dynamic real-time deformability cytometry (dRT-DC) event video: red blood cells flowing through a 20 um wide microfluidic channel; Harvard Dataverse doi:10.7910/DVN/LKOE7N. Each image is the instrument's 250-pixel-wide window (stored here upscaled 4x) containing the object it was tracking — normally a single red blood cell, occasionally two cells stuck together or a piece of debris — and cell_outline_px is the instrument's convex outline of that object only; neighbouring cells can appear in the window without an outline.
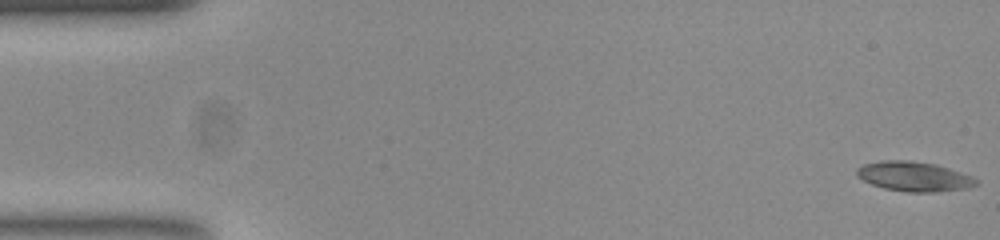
{"species": "common noctule bat (a hibernating species)", "species_latin": "Nyctalus noctula", "temperature_condition": "room temperature", "stored_images_in_passage": 52, "camera_frame_rate_fps": 3000, "um_per_image_px": 0.085, "animal": {"sex": "female", "body_mass_g": 23.0, "forearm_length_mm": 53.4}, "frame": {"image": 1, "passage_image": 1, "time_ms": 0.0, "image_size_px": [1000, 240], "cell_outline_px": [[980, 184], [968, 188], [936, 192], [908, 192], [884, 188], [872, 184], [856, 176], [856, 168], [864, 164], [880, 160], [908, 160], [936, 164], [972, 176], [980, 180]], "centroid_in_image_um": [77.72, 15.0], "position_along_channel_um": 7.3, "area_um2": 20.81}}
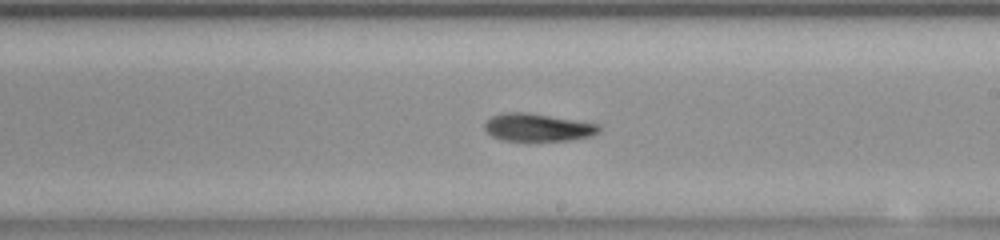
{"frame": {"image": 2, "passage_image": 30, "time_ms": 9.667, "image_size_px": [1000, 240], "cell_outline_px": [[600, 132], [592, 136], [572, 140], [504, 140], [492, 136], [484, 128], [484, 124], [492, 116], [500, 112], [528, 112], [600, 124]], "centroid_in_image_um": [45.73, 10.82], "position_along_channel_um": 243.3, "area_um2": 18.5}}
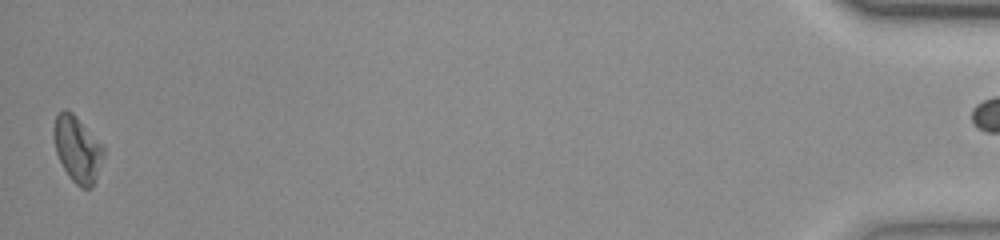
{"frame": {"image": 3, "passage_image": 52, "time_ms": 17.0, "image_size_px": [1000, 240], "cell_outline_px": [[104, 156], [92, 188], [80, 188], [68, 176], [56, 152], [52, 132], [56, 116], [64, 108], [72, 112], [76, 116], [104, 148]], "centroid_in_image_um": [6.56, 12.69], "position_along_channel_um": 428.6, "area_um2": 18.9}, "authors_computed_cell_mechanics": {"area_um2": 19.1318, "velocity_mm_per_s": 3.8766, "shape_relaxation_time_tau1_ms": 6.6711, "shape_relaxation_time_tau2_ms": null, "deformation_change_tau1": 0.1855, "deformation_change_tau2": null}}